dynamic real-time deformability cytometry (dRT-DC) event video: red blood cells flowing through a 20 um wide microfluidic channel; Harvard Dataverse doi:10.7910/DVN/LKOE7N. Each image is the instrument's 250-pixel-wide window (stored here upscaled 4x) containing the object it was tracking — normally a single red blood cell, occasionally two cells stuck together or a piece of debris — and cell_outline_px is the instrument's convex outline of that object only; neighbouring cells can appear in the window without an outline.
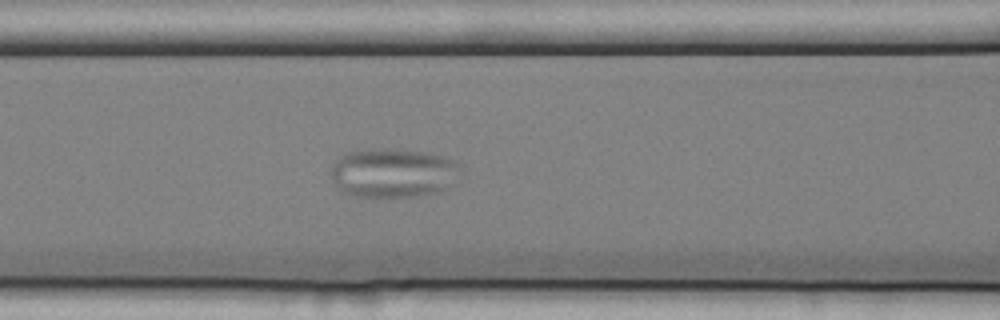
{"species": "common noctule bat (a hibernating species)", "species_latin": "Nyctalus noctula", "temperature_condition": "cold", "stored_images_in_passage": 58, "camera_frame_rate_fps": 3000, "um_per_image_px": 0.085, "animal": {"sex": "female", "body_mass_g": 25.1}, "frame": {"image": 1, "passage_image": 26, "time_ms": 8.333, "image_size_px": [1000, 320], "cell_outline_px": [[460, 168], [444, 192], [412, 196], [356, 196], [344, 192], [332, 180], [332, 164], [340, 156], [348, 152], [388, 148], [420, 152], [440, 156], [452, 160], [460, 164]], "centroid_in_image_um": [33.39, 14.7], "position_along_channel_um": 133.2, "area_um2": 36.41}}
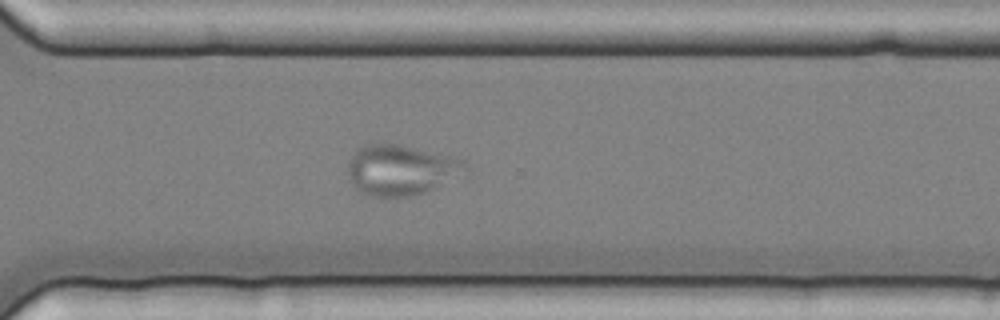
{"frame": {"image": 2, "passage_image": 43, "time_ms": 14.0, "image_size_px": [1000, 320], "cell_outline_px": [[472, 172], [468, 176], [424, 192], [412, 196], [372, 196], [356, 188], [348, 180], [348, 160], [364, 144], [396, 144], [448, 156], [464, 160], [468, 164]], "centroid_in_image_um": [34.18, 14.47], "position_along_channel_um": 336.4, "area_um2": 34.8}}
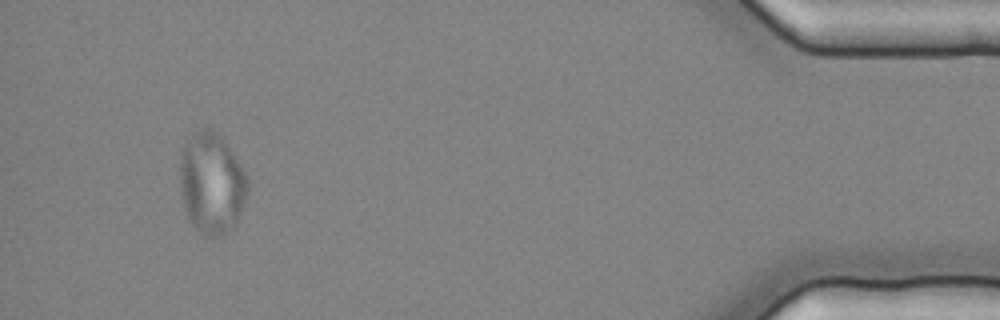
{"frame": {"image": 3, "passage_image": 55, "time_ms": 18.0, "image_size_px": [1000, 320], "cell_outline_px": [[248, 188], [236, 224], [228, 232], [220, 236], [204, 236], [192, 224], [184, 208], [180, 184], [180, 152], [184, 144], [196, 132], [204, 128], [212, 128], [220, 132], [244, 172], [248, 180]], "centroid_in_image_um": [17.98, 15.56], "position_along_channel_um": 417.2, "area_um2": 39.82}}